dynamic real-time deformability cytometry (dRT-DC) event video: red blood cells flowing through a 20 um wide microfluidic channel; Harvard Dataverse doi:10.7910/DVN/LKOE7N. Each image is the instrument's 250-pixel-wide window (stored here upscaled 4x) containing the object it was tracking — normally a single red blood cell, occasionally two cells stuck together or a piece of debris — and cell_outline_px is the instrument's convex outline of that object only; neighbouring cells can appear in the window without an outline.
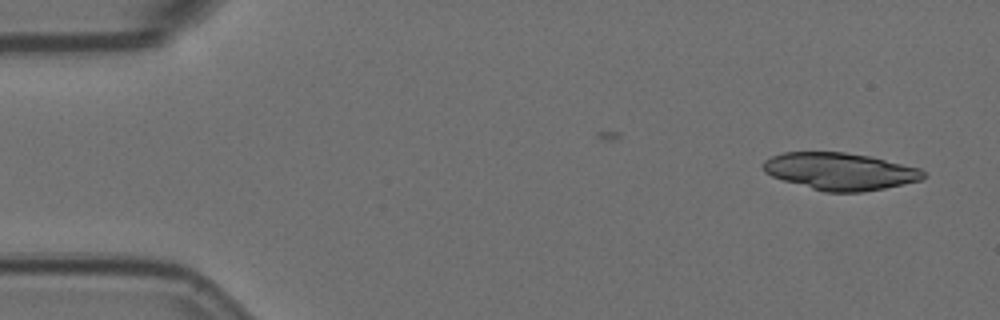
{"species": "Egyptian fruit bat (a non-hibernating species)", "species_latin": "Rousettus aegyptiacus", "temperature_condition": "room temperature", "stored_images_in_passage": 5, "camera_frame_rate_fps": 3000, "um_per_image_px": 0.085, "animal": {"sex": "female"}, "frame": {"image": 1, "passage_image": 1, "time_ms": 0.0, "image_size_px": [1000, 320], "cell_outline_px": [[924, 180], [864, 192], [824, 192], [784, 180], [772, 176], [764, 172], [764, 160], [772, 156], [784, 152], [844, 152], [872, 156], [920, 168], [924, 172]], "centroid_in_image_um": [71.44, 14.56], "position_along_channel_um": 13.6, "area_um2": 34.74}}